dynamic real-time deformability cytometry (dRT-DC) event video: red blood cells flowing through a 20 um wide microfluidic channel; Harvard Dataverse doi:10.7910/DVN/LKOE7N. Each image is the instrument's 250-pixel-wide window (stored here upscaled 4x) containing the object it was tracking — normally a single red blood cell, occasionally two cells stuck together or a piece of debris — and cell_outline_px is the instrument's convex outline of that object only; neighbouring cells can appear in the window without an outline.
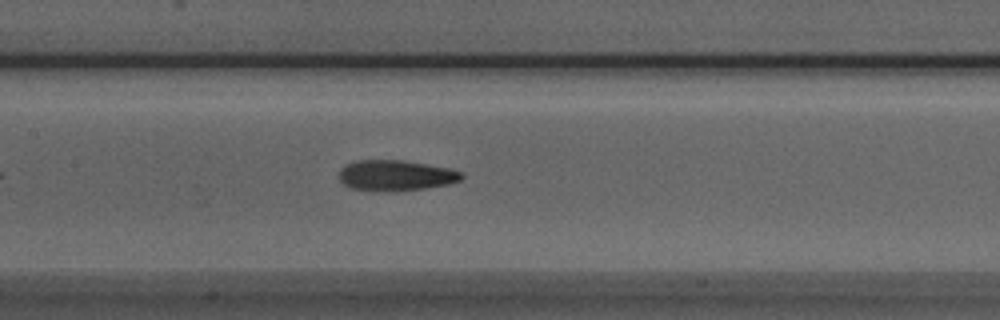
{"species": "Egyptian fruit bat (a non-hibernating species)", "species_latin": "Rousettus aegyptiacus", "temperature_condition": "room temperature", "stored_images_in_passage": 27, "camera_frame_rate_fps": 3000, "um_per_image_px": 0.085, "animal": {"sex": "male"}, "frame": {"image": 1, "passage_image": 14, "time_ms": 4.333, "image_size_px": [1000, 320], "cell_outline_px": [[464, 176], [460, 180], [448, 184], [424, 188], [396, 192], [372, 192], [348, 188], [340, 180], [340, 168], [356, 160], [404, 160], [448, 168], [464, 172]], "centroid_in_image_um": [33.62, 14.93], "position_along_channel_um": 173.8, "area_um2": 22.25}}
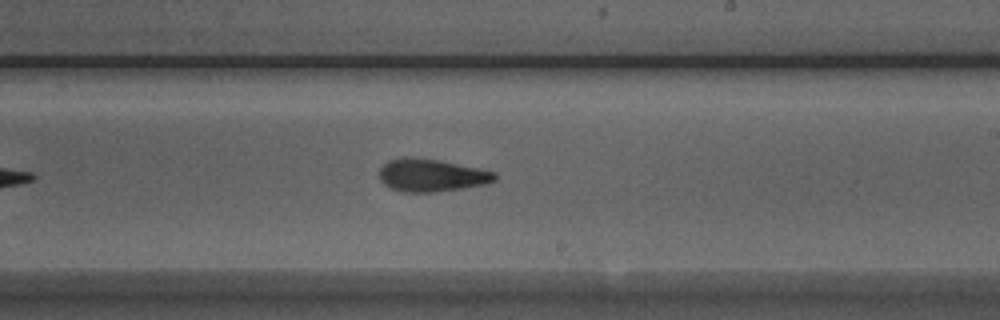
{"frame": {"image": 2, "passage_image": 20, "time_ms": 6.333, "image_size_px": [1000, 320], "cell_outline_px": [[496, 180], [488, 184], [432, 192], [400, 192], [384, 184], [380, 180], [380, 168], [388, 160], [400, 156], [404, 156], [436, 160], [496, 172]], "centroid_in_image_um": [36.64, 14.9], "position_along_channel_um": 252.4, "area_um2": 21.79}}
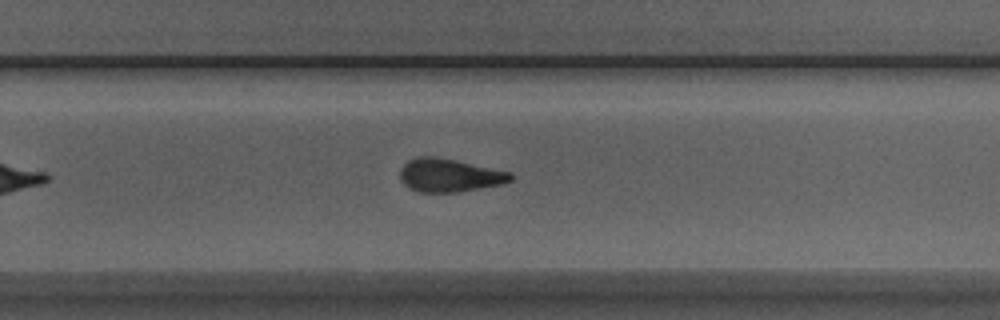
{"frame": {"image": 3, "passage_image": 23, "time_ms": 7.333, "image_size_px": [1000, 320], "cell_outline_px": [[512, 180], [504, 184], [456, 192], [420, 192], [408, 188], [400, 180], [400, 168], [408, 160], [420, 156], [436, 156], [456, 160], [512, 172]], "centroid_in_image_um": [38.19, 14.89], "position_along_channel_um": 291.6, "area_um2": 21.56}}